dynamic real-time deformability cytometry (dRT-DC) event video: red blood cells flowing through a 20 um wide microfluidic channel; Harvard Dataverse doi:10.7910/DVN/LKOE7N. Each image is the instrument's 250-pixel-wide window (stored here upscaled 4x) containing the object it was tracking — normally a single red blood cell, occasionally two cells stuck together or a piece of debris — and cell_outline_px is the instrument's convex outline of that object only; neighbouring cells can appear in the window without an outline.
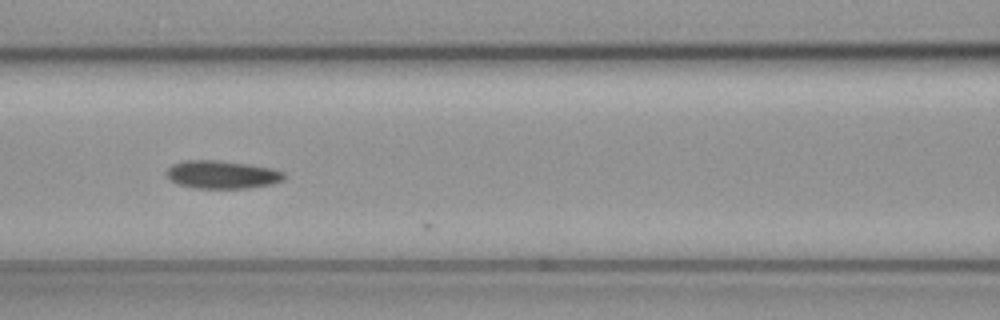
{"species": "common noctule bat (a hibernating species)", "species_latin": "Nyctalus noctula", "temperature_condition": "cold", "stored_images_in_passage": 12, "camera_frame_rate_fps": 3000, "um_per_image_px": 0.085, "animal": {"sex": "female", "body_mass_g": 19.3, "forearm_length_mm": 54.1}, "frame": {"image": 1, "passage_image": 8, "time_ms": 2.333, "image_size_px": [1000, 320], "cell_outline_px": [[284, 180], [272, 184], [248, 188], [192, 188], [180, 184], [172, 180], [164, 172], [172, 164], [184, 160], [216, 160], [248, 164], [272, 168], [284, 172]], "centroid_in_image_um": [18.88, 14.84], "position_along_channel_um": 147.7, "area_um2": 19.19}}
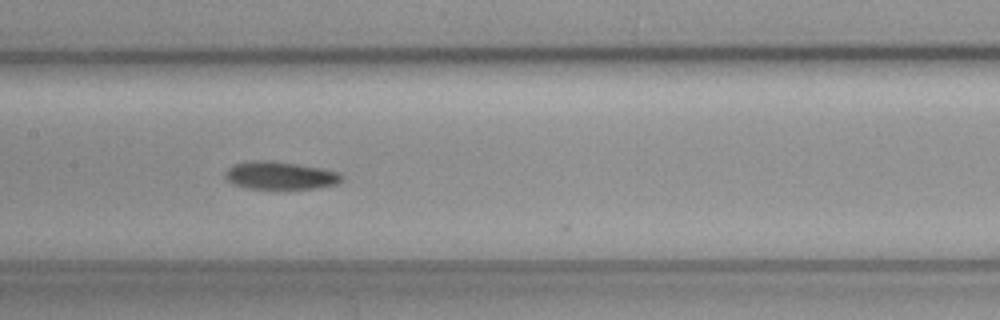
{"frame": {"image": 2, "passage_image": 11, "time_ms": 3.333, "image_size_px": [1000, 320], "cell_outline_px": [[344, 180], [336, 184], [316, 188], [248, 188], [232, 184], [224, 176], [224, 172], [232, 164], [252, 160], [272, 160], [320, 168], [340, 172], [344, 176]], "centroid_in_image_um": [23.8, 14.9], "position_along_channel_um": 183.6, "area_um2": 18.96}}